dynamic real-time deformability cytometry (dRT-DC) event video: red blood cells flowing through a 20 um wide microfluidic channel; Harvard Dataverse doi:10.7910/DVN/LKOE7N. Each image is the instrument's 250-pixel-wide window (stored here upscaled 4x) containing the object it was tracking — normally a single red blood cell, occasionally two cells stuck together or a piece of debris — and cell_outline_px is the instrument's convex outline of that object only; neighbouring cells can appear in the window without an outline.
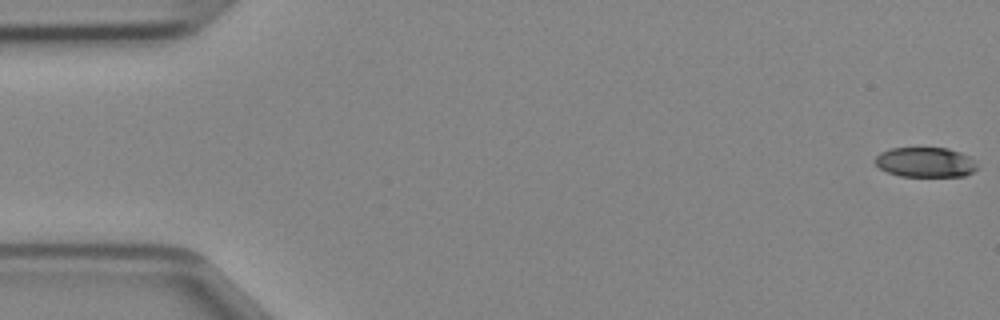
{"species": "Egyptian fruit bat (a non-hibernating species)", "species_latin": "Rousettus aegyptiacus", "temperature_condition": "cold", "stored_images_in_passage": 47, "camera_frame_rate_fps": 3000, "um_per_image_px": 0.085, "animal": {"sex": "female"}, "frame": {"image": 1, "passage_image": 1, "time_ms": 0.0, "image_size_px": [1000, 320], "cell_outline_px": [[980, 168], [964, 176], [900, 176], [888, 172], [880, 168], [872, 160], [880, 152], [892, 148], [948, 148], [960, 152], [968, 156]], "centroid_in_image_um": [78.64, 13.79], "position_along_channel_um": 6.4, "area_um2": 17.8}}
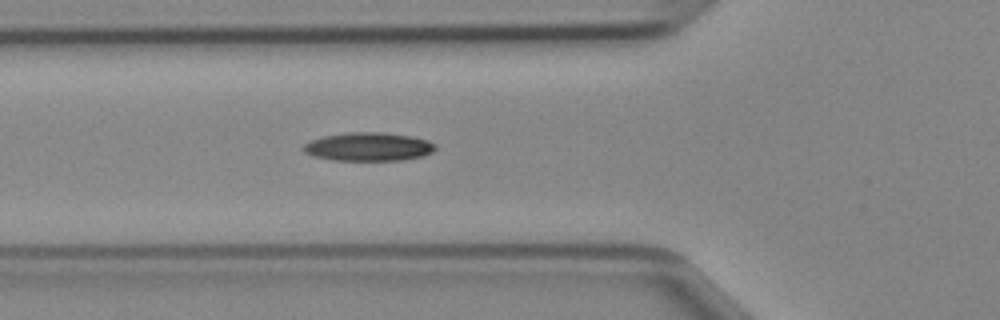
{"frame": {"image": 2, "passage_image": 17, "time_ms": 5.333, "image_size_px": [1000, 320], "cell_outline_px": [[436, 148], [432, 152], [424, 156], [400, 160], [336, 160], [316, 156], [304, 152], [304, 144], [312, 140], [324, 136], [344, 132], [384, 132], [408, 136], [428, 140], [436, 144]], "centroid_in_image_um": [31.36, 12.46], "position_along_channel_um": 94.4, "area_um2": 21.73}}
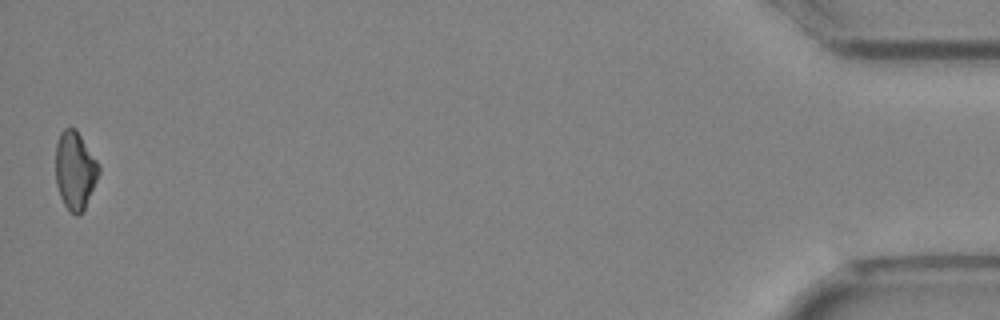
{"frame": {"image": 3, "passage_image": 47, "time_ms": 15.333, "image_size_px": [1000, 320], "cell_outline_px": [[100, 172], [84, 208], [80, 216], [76, 216], [64, 204], [60, 196], [56, 184], [56, 144], [60, 132], [64, 128], [76, 128], [100, 164]], "centroid_in_image_um": [6.38, 14.45], "position_along_channel_um": 428.8, "area_um2": 19.65}}